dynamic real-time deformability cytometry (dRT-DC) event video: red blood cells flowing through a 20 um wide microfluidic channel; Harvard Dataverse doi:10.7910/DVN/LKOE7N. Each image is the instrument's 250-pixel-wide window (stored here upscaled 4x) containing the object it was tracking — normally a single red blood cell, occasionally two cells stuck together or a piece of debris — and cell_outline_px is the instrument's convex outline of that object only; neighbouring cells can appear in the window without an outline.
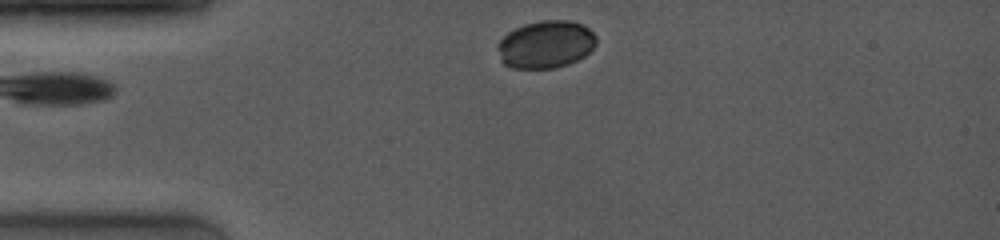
{"species": "common noctule bat (a hibernating species)", "species_latin": "Nyctalus noctula", "temperature_condition": "room temperature", "stored_images_in_passage": 17, "camera_frame_rate_fps": 4000, "um_per_image_px": 0.085, "animal": {"sex": "female", "body_mass_g": 19.0, "forearm_length_mm": 53.3}, "frame": {"image": 1, "passage_image": 2, "time_ms": 0.25, "image_size_px": [1000, 240], "cell_outline_px": [[596, 44], [584, 56], [568, 64], [556, 68], [512, 68], [504, 64], [500, 60], [496, 48], [496, 44], [508, 32], [524, 24], [540, 20], [572, 20], [584, 24], [596, 36]], "centroid_in_image_um": [46.37, 3.77], "position_along_channel_um": 38.6, "area_um2": 27.57}}
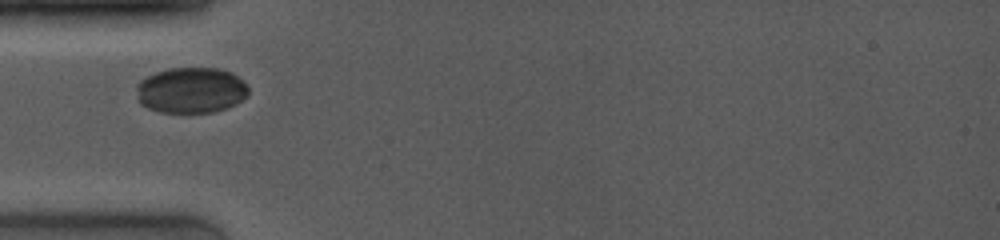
{"frame": {"image": 2, "passage_image": 6, "time_ms": 1.75, "image_size_px": [1000, 240], "cell_outline_px": [[248, 96], [236, 104], [228, 108], [212, 112], [160, 112], [148, 108], [140, 104], [136, 100], [136, 84], [140, 80], [156, 72], [168, 68], [216, 68], [232, 72], [248, 88]], "centroid_in_image_um": [16.2, 7.68], "position_along_channel_um": 68.8, "area_um2": 30.06}}
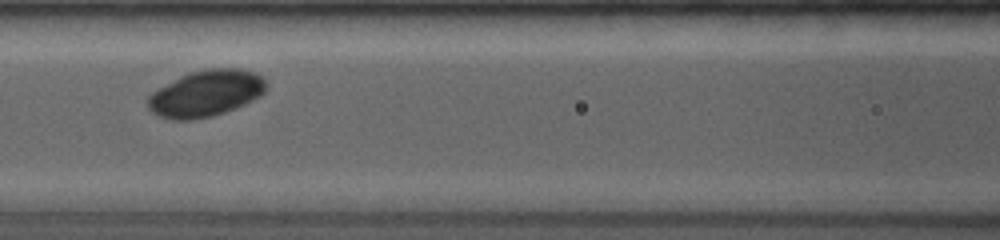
{"frame": {"image": 3, "passage_image": 9, "time_ms": 3.75, "image_size_px": [1000, 240], "cell_outline_px": [[264, 92], [260, 96], [236, 108], [212, 116], [192, 120], [168, 120], [152, 112], [148, 108], [148, 96], [152, 92], [180, 76], [188, 72], [208, 68], [240, 68], [264, 76]], "centroid_in_image_um": [17.48, 7.94], "position_along_channel_um": 149.1, "area_um2": 31.96}}